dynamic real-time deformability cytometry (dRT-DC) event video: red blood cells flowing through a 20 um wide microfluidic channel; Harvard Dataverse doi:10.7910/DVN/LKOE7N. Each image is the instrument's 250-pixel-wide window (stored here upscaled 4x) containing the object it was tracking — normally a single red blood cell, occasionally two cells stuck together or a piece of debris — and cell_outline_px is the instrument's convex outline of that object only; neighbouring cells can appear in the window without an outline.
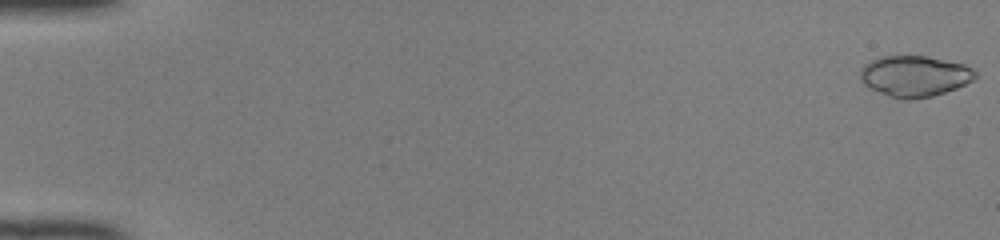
{"species": "common noctule bat (a hibernating species)", "species_latin": "Nyctalus noctula", "temperature_condition": "room temperature", "stored_images_in_passage": 50, "camera_frame_rate_fps": 3000, "um_per_image_px": 0.085, "animal": {"sex": "female", "body_mass_g": 22.0, "forearm_length_mm": 56.7}, "frame": {"image": 1, "passage_image": 1, "time_ms": 0.0, "image_size_px": [1000, 240], "cell_outline_px": [[976, 76], [972, 80], [956, 88], [932, 96], [912, 100], [900, 100], [888, 96], [864, 84], [860, 80], [860, 68], [864, 64], [880, 56], [928, 56], [964, 64], [972, 68], [976, 72]], "centroid_in_image_um": [77.72, 6.47], "position_along_channel_um": 7.3, "area_um2": 27.51}}
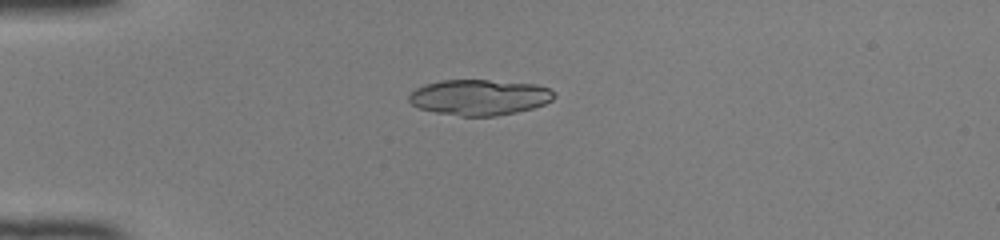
{"frame": {"image": 2, "passage_image": 14, "time_ms": 4.333, "image_size_px": [1000, 240], "cell_outline_px": [[556, 96], [552, 100], [544, 104], [532, 108], [516, 112], [496, 116], [460, 116], [436, 112], [416, 108], [408, 100], [408, 96], [416, 88], [424, 84], [440, 80], [488, 80], [536, 84], [548, 88], [556, 92]], "centroid_in_image_um": [40.74, 8.27], "position_along_channel_um": 44.3, "area_um2": 30.35}}